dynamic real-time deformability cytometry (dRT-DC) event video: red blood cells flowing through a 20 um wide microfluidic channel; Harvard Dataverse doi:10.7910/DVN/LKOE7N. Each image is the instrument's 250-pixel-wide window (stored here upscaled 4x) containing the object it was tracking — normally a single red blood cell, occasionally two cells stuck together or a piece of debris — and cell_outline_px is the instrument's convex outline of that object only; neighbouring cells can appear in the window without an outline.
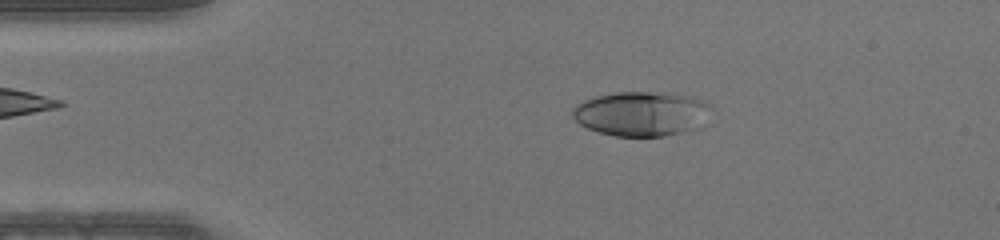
{"species": "human", "species_latin": "Homo sapiens", "temperature_condition": "warm", "stored_images_in_passage": 46, "camera_frame_rate_fps": 3000, "um_per_image_px": 0.085, "donor": {"sex": "male"}, "frame": {"image": 1, "passage_image": 8, "time_ms": 2.333, "image_size_px": [1000, 240], "cell_outline_px": [[712, 108], [704, 128], [664, 136], [616, 136], [600, 132], [588, 128], [580, 124], [572, 116], [572, 108], [576, 104], [592, 96], [616, 92], [668, 92], [688, 96], [704, 100], [712, 104]], "centroid_in_image_um": [54.6, 9.66], "position_along_channel_um": 30.4, "area_um2": 36.82}}
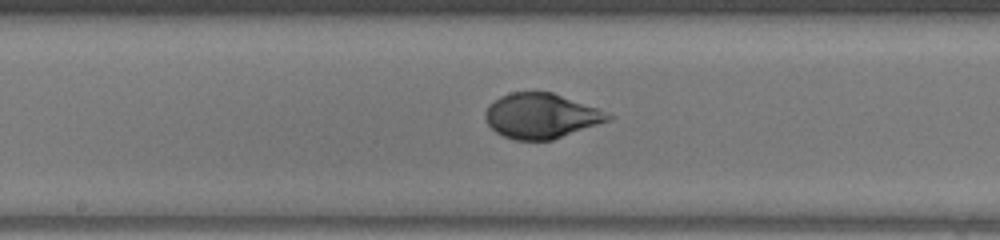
{"frame": {"image": 2, "passage_image": 23, "time_ms": 7.333, "image_size_px": [1000, 240], "cell_outline_px": [[616, 116], [608, 120], [552, 140], [516, 140], [504, 136], [496, 132], [488, 124], [484, 116], [484, 112], [488, 104], [500, 96], [512, 92], [552, 92], [596, 108]], "centroid_in_image_um": [45.95, 9.84], "position_along_channel_um": 202.3, "area_um2": 31.91}}
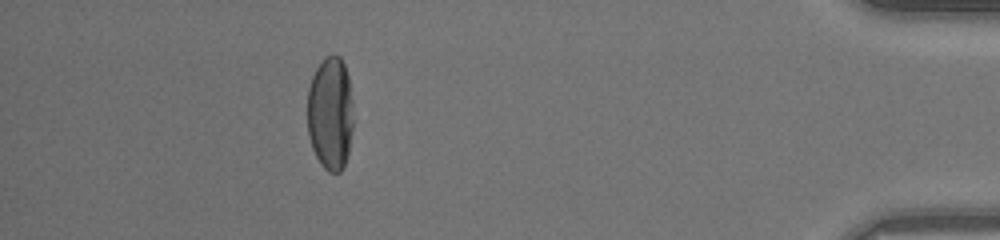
{"frame": {"image": 3, "passage_image": 41, "time_ms": 13.333, "image_size_px": [1000, 240], "cell_outline_px": [[352, 128], [348, 152], [344, 168], [340, 172], [328, 172], [320, 164], [312, 148], [308, 136], [308, 88], [312, 76], [316, 68], [324, 56], [332, 52], [340, 56], [344, 64], [348, 76], [352, 100]], "centroid_in_image_um": [28.07, 9.61], "position_along_channel_um": 407.1, "area_um2": 30.75}}